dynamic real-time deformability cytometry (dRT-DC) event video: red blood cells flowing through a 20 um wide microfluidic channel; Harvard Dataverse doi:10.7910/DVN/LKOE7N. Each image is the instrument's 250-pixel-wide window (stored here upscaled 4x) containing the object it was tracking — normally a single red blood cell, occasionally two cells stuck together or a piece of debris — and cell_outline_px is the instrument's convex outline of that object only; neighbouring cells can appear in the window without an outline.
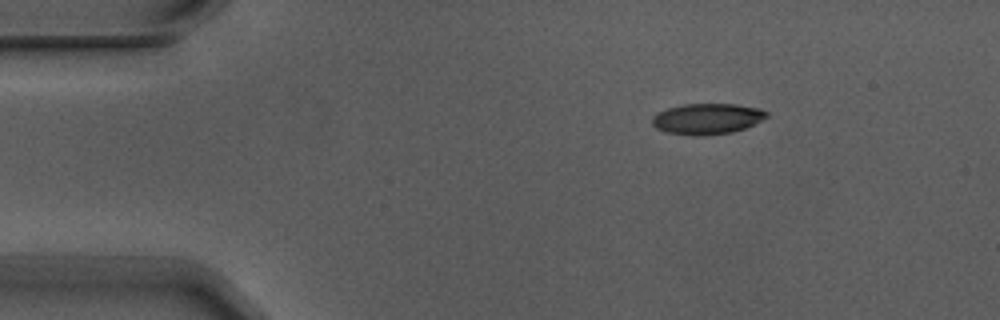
{"species": "Egyptian fruit bat (a non-hibernating species)", "species_latin": "Rousettus aegyptiacus", "temperature_condition": "warm", "stored_images_in_passage": 3, "camera_frame_rate_fps": 3000, "um_per_image_px": 0.085, "animal": {"sex": "male"}, "frame": {"image": 1, "passage_image": 1, "time_ms": 0.0, "image_size_px": [1000, 320], "cell_outline_px": [[768, 116], [744, 128], [732, 132], [692, 136], [668, 132], [656, 128], [652, 124], [652, 116], [668, 108], [684, 104], [732, 104], [760, 108], [768, 112]], "centroid_in_image_um": [60.09, 10.09], "position_along_channel_um": 24.9, "area_um2": 20.23}}